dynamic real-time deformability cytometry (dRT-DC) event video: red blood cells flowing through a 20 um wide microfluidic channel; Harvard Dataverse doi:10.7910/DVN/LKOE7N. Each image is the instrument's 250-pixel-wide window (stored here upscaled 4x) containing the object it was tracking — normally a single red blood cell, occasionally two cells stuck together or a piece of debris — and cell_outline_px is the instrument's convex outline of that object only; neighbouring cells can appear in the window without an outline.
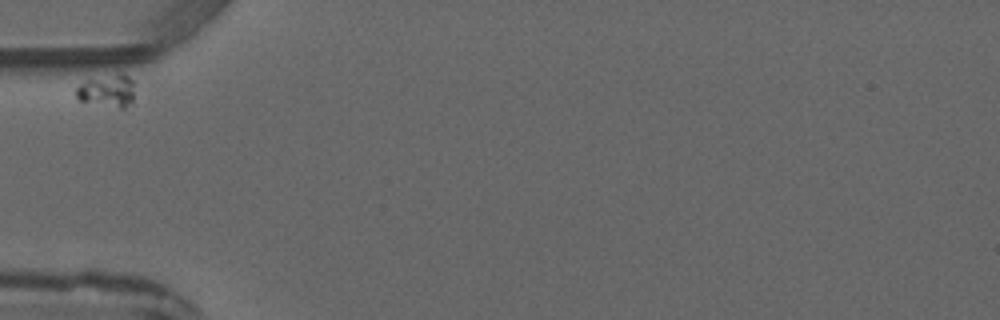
{"species": "common noctule bat (a hibernating species)", "species_latin": "Nyctalus noctula", "temperature_condition": "warm", "stored_images_in_passage": 4, "camera_frame_rate_fps": 3000, "um_per_image_px": 0.085, "animal": {"sex": "male", "forearm_length_mm": 52.5}, "frame": {"image": 1, "passage_image": 1, "time_ms": 0.0, "image_size_px": [1000, 320], "cell_outline_px": [[132, 104], [124, 108], [120, 108], [80, 100], [76, 96], [76, 88], [80, 84], [88, 80], [120, 72], [128, 76], [132, 80]], "centroid_in_image_um": [9.13, 7.71], "position_along_channel_um": 75.9, "area_um2": 10.81}}